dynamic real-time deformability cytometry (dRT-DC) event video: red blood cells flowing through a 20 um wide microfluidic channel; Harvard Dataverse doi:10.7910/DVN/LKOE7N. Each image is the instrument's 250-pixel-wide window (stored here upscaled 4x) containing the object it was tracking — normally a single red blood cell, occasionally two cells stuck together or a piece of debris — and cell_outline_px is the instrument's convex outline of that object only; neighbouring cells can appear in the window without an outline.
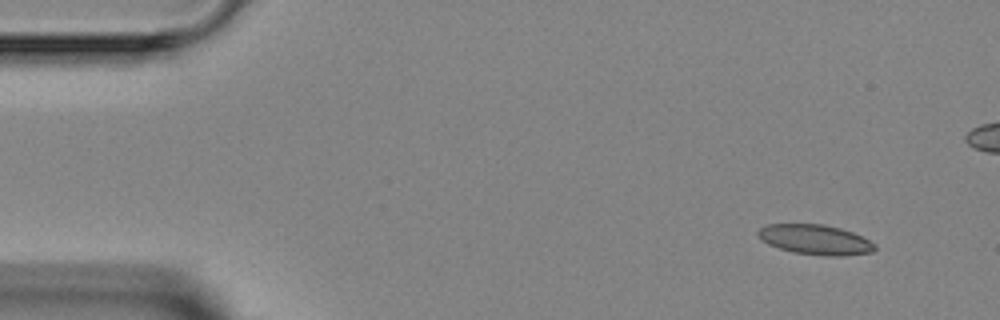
{"species": "Egyptian fruit bat (a non-hibernating species)", "species_latin": "Rousettus aegyptiacus", "temperature_condition": "room temperature", "stored_images_in_passage": 5, "camera_frame_rate_fps": 3000, "um_per_image_px": 0.085, "animal": {"sex": "female"}, "frame": {"image": 1, "passage_image": 1, "time_ms": 0.0, "image_size_px": [1000, 320], "cell_outline_px": [[876, 248], [872, 252], [840, 256], [824, 256], [792, 252], [768, 244], [760, 240], [756, 232], [764, 224], [824, 224], [840, 228], [852, 232], [876, 244]], "centroid_in_image_um": [69.26, 20.36], "position_along_channel_um": 15.7, "area_um2": 20.46}}
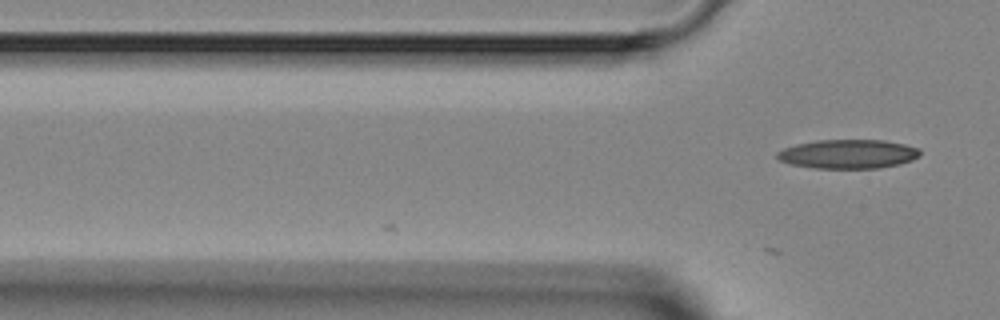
{"frame": {"image": 2, "passage_image": 5, "time_ms": 5.667, "image_size_px": [1000, 320], "cell_outline_px": [[920, 156], [912, 160], [900, 164], [880, 168], [816, 168], [788, 164], [780, 160], [776, 156], [776, 152], [784, 148], [796, 144], [816, 140], [884, 140], [904, 144], [920, 148]], "centroid_in_image_um": [72.09, 13.09], "position_along_channel_um": 53.7, "area_um2": 24.33}}